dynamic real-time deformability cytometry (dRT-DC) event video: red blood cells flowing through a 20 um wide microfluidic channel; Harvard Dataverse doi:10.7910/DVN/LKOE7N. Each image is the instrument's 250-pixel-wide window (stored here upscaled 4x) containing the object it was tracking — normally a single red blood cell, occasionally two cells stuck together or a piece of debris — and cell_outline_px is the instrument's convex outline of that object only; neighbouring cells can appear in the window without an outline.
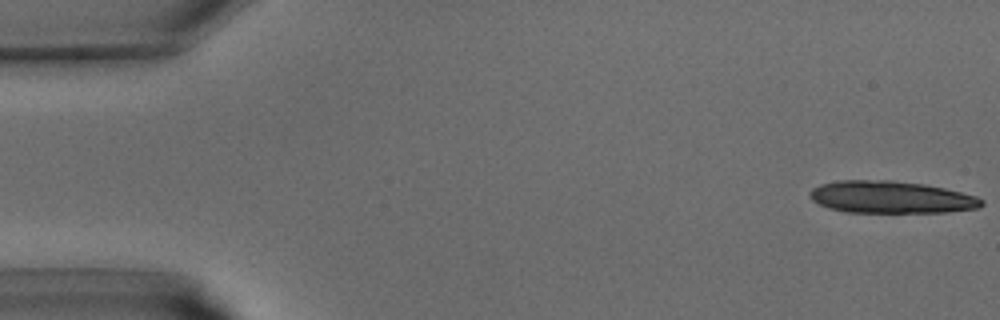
{"species": "common noctule bat (a hibernating species)", "species_latin": "Nyctalus noctula", "temperature_condition": "warm", "stored_images_in_passage": 23, "camera_frame_rate_fps": 3000, "um_per_image_px": 0.085, "animal": {"sex": "male", "body_mass_g": 15.6}, "frame": {"image": 1, "passage_image": 1, "time_ms": 0.0, "image_size_px": [1000, 320], "cell_outline_px": [[984, 204], [980, 208], [948, 212], [844, 212], [828, 208], [812, 200], [808, 196], [808, 192], [812, 188], [820, 184], [840, 180], [892, 180], [924, 184], [944, 188], [976, 196], [984, 200]], "centroid_in_image_um": [75.72, 16.76], "position_along_channel_um": 9.3, "area_um2": 32.43}}
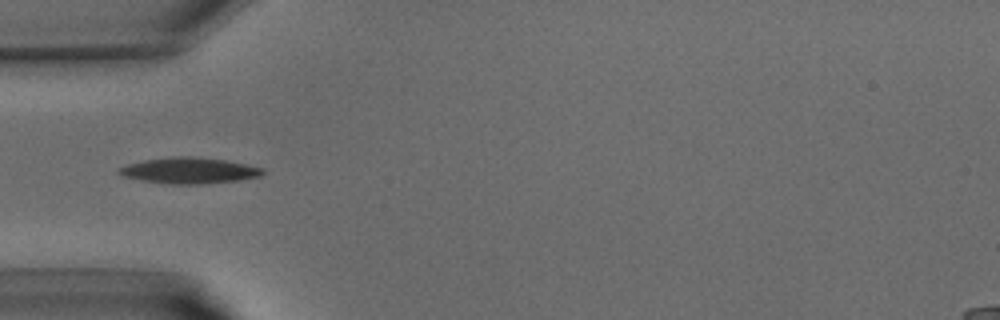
{"frame": {"image": 2, "passage_image": 13, "time_ms": 4.0, "image_size_px": [1000, 320], "cell_outline_px": [[264, 172], [260, 176], [240, 180], [200, 184], [172, 184], [144, 180], [124, 176], [116, 172], [120, 168], [128, 164], [144, 160], [172, 156], [192, 156], [224, 160], [248, 164], [264, 168]], "centroid_in_image_um": [16.12, 14.49], "position_along_channel_um": 68.9, "area_um2": 21.62}}
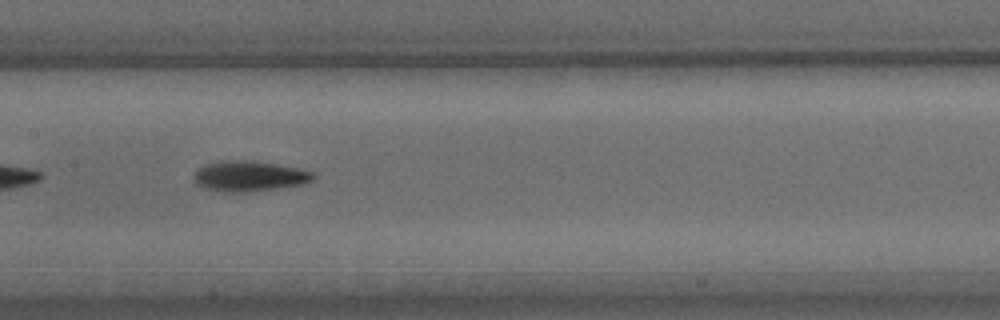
{"frame": {"image": 3, "passage_image": 20, "time_ms": 6.333, "image_size_px": [1000, 320], "cell_outline_px": [[316, 176], [312, 180], [304, 184], [276, 188], [244, 192], [232, 192], [204, 188], [196, 184], [192, 176], [204, 164], [224, 160], [252, 160], [276, 164], [316, 172]], "centroid_in_image_um": [21.2, 14.96], "position_along_channel_um": 186.2, "area_um2": 21.1}}